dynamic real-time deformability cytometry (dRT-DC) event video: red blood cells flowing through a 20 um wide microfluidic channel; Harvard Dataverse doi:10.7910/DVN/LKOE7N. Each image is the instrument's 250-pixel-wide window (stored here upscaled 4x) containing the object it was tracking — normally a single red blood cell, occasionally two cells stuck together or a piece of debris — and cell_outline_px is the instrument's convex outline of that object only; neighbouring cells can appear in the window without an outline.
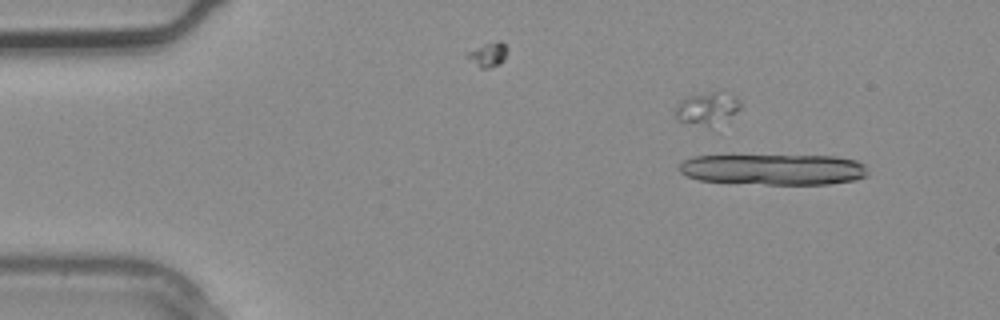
{"species": "common noctule bat (a hibernating species)", "species_latin": "Nyctalus noctula", "temperature_condition": "warm", "stored_images_in_passage": 3, "camera_frame_rate_fps": 3000, "um_per_image_px": 0.085, "animal": {"sex": "male", "body_mass_g": 20.4}, "frame": {"image": 1, "passage_image": 1, "time_ms": 0.0, "image_size_px": [1000, 320], "cell_outline_px": [[868, 176], [856, 180], [828, 184], [764, 184], [700, 180], [688, 176], [680, 172], [676, 168], [684, 160], [692, 156], [836, 156], [856, 160], [864, 164], [868, 172]], "centroid_in_image_um": [65.79, 14.4], "position_along_channel_um": 19.2, "area_um2": 33.93}}
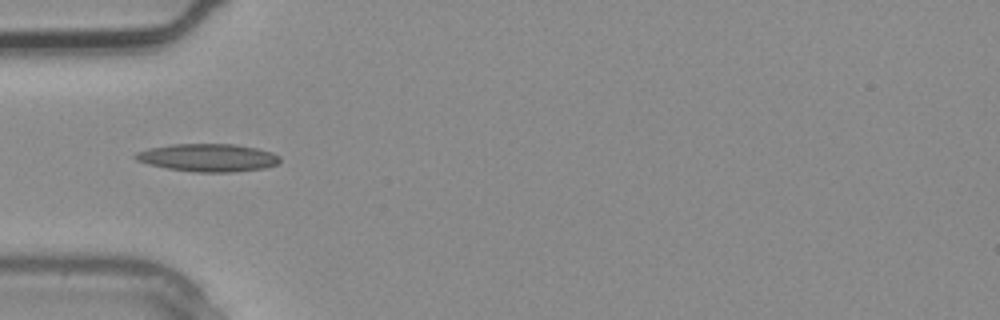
{"frame": {"image": 2, "passage_image": 3, "time_ms": 0.667, "image_size_px": [1000, 320], "cell_outline_px": [[280, 160], [276, 164], [264, 168], [232, 172], [196, 172], [168, 168], [148, 164], [136, 160], [132, 156], [136, 152], [148, 148], [172, 144], [236, 144], [256, 148], [272, 152], [280, 156]], "centroid_in_image_um": [17.66, 13.39], "position_along_channel_um": 67.3, "area_um2": 23.41}}